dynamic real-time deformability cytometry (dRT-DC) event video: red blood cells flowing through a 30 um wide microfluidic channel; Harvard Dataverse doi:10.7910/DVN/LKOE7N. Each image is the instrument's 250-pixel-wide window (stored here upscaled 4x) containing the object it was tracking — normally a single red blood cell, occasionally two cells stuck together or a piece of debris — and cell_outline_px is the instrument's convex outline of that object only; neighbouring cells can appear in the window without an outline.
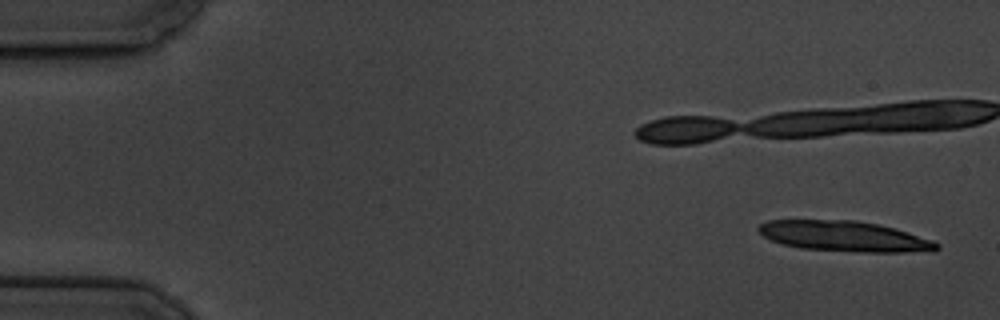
{"species": "common noctule bat (a hibernating species)", "species_latin": "Nyctalus noctula", "temperature_condition": "cold", "stored_images_in_passage": 11, "camera_frame_rate_fps": 3000, "um_per_image_px": 0.085, "animal": {"sex": "male", "body_mass_g": 19.5, "forearm_length_mm": 54.6}, "frame": {"image": 1, "passage_image": 1, "time_ms": 0.0, "image_size_px": [1000, 320], "cell_outline_px": [[940, 248], [932, 252], [864, 252], [800, 248], [784, 244], [772, 240], [764, 236], [756, 228], [760, 224], [768, 220], [856, 220], [880, 224], [896, 228], [932, 240], [940, 244]], "centroid_in_image_um": [71.84, 20.08], "position_along_channel_um": 13.2, "area_um2": 31.73}}